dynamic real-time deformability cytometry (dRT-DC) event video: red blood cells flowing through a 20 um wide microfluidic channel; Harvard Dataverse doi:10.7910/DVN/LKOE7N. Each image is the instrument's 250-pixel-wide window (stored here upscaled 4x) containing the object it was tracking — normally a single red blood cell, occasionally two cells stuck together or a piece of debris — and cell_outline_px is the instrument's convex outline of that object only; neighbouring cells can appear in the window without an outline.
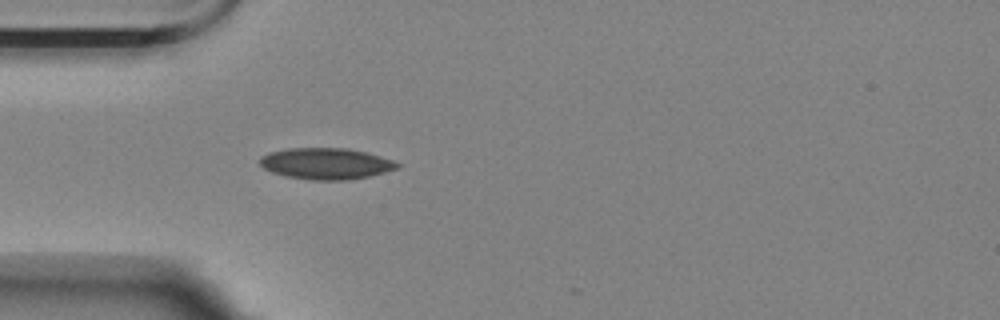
{"species": "Egyptian fruit bat (a non-hibernating species)", "species_latin": "Rousettus aegyptiacus", "temperature_condition": "room temperature", "stored_images_in_passage": 4, "camera_frame_rate_fps": 3000, "um_per_image_px": 0.085, "animal": {"sex": "female"}, "frame": {"image": 1, "passage_image": 1, "time_ms": 0.0, "image_size_px": [1000, 320], "cell_outline_px": [[400, 164], [396, 168], [384, 172], [368, 176], [344, 180], [312, 180], [288, 176], [272, 172], [264, 168], [260, 164], [260, 156], [268, 152], [288, 148], [348, 148], [368, 152], [392, 160]], "centroid_in_image_um": [27.68, 13.89], "position_along_channel_um": 57.3, "area_um2": 24.91}}